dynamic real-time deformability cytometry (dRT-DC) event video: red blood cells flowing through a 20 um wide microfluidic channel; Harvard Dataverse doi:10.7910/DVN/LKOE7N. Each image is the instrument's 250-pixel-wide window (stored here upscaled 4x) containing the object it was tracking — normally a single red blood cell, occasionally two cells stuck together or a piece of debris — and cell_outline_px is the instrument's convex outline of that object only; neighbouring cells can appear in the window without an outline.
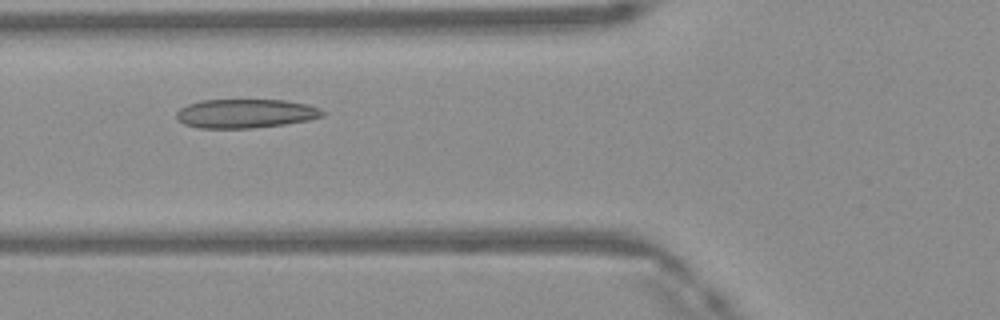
{"species": "Egyptian fruit bat (a non-hibernating species)", "species_latin": "Rousettus aegyptiacus", "temperature_condition": "warm", "stored_images_in_passage": 42, "camera_frame_rate_fps": 3000, "um_per_image_px": 0.085, "frame": {"image": 1, "passage_image": 12, "time_ms": 3.667, "image_size_px": [1000, 320], "cell_outline_px": [[324, 116], [308, 120], [284, 124], [252, 128], [196, 128], [184, 124], [176, 120], [176, 112], [180, 108], [188, 104], [200, 100], [284, 100], [308, 104], [320, 108], [324, 112]], "centroid_in_image_um": [20.84, 9.65], "position_along_channel_um": 105.0, "area_um2": 24.8}}
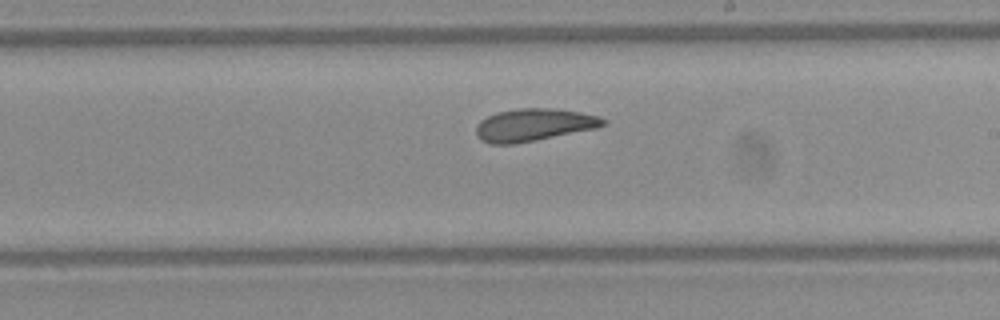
{"frame": {"image": 2, "passage_image": 22, "time_ms": 7.0, "image_size_px": [1000, 320], "cell_outline_px": [[604, 124], [596, 128], [516, 144], [492, 144], [480, 140], [476, 136], [476, 124], [480, 120], [496, 112], [520, 108], [556, 108], [580, 112], [600, 116], [604, 120]], "centroid_in_image_um": [45.32, 10.61], "position_along_channel_um": 243.7, "area_um2": 24.1}}
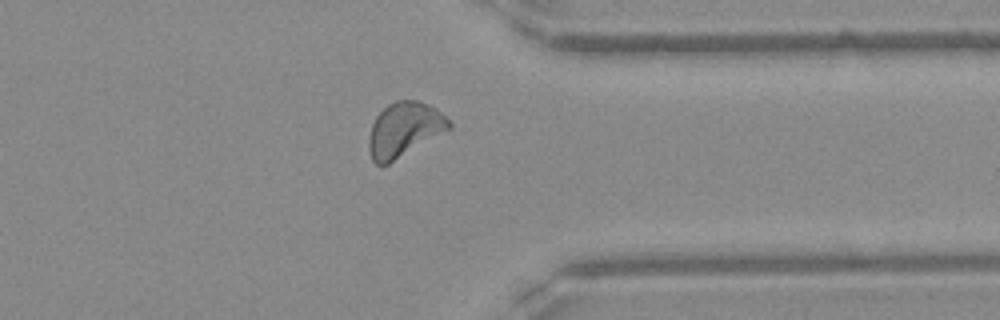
{"frame": {"image": 3, "passage_image": 32, "time_ms": 10.333, "image_size_px": [1000, 320], "cell_outline_px": [[452, 128], [388, 164], [376, 164], [372, 160], [368, 148], [368, 140], [372, 124], [376, 116], [388, 104], [396, 100], [416, 100], [428, 104], [436, 108], [452, 124]], "centroid_in_image_um": [34.35, 11.01], "position_along_channel_um": 377.0, "area_um2": 25.32}, "authors_computed_cell_mechanics": {"area_um2": 24.5939, "velocity_mm_per_s": 4.1541, "shape_relaxation_time_tau1_ms": 6.2133, "shape_relaxation_time_tau2_ms": 3.1761, "deformation_change_tau1": 0.152, "deformation_change_tau2": 0.092}}